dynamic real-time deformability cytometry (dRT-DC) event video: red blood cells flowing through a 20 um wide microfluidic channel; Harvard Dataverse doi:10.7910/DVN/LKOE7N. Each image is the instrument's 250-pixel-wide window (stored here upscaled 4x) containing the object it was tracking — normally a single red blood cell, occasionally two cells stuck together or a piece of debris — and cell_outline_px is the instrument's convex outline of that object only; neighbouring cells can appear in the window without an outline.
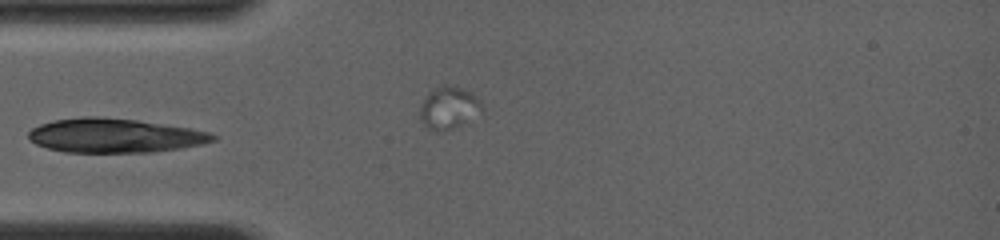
{"species": "common noctule bat (a hibernating species)", "species_latin": "Nyctalus noctula", "temperature_condition": "room temperature", "stored_images_in_passage": 22, "camera_frame_rate_fps": 4000, "um_per_image_px": 0.085, "animal": {"sex": "female", "body_mass_g": 19.0, "forearm_length_mm": 56.7}, "frame": {"image": 1, "passage_image": 1, "time_ms": 0.0, "image_size_px": [1000, 240], "cell_outline_px": [[480, 108], [460, 124], [452, 128], [436, 132], [428, 128], [420, 120], [420, 108], [424, 100], [436, 88], [448, 84], [460, 88], [476, 96], [480, 100]], "centroid_in_image_um": [38.07, 9.16], "position_along_channel_um": 46.9, "area_um2": 14.22}}
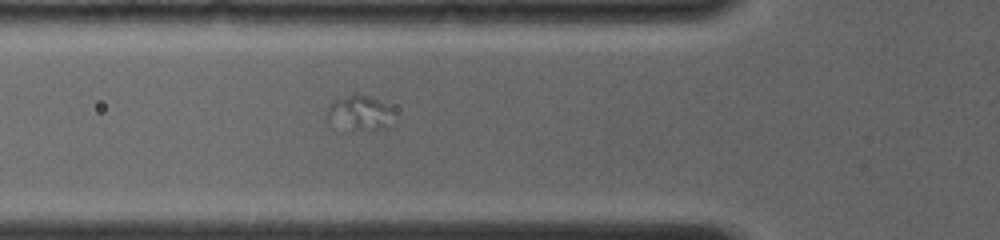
{"frame": {"image": 2, "passage_image": 13, "time_ms": 1.5, "image_size_px": [1000, 240], "cell_outline_px": [[388, 128], [348, 132], [328, 120], [324, 116], [328, 108], [336, 100], [356, 92], [368, 96], [384, 104], [388, 108]], "centroid_in_image_um": [30.44, 9.64], "position_along_channel_um": 95.4, "area_um2": 13.29}}
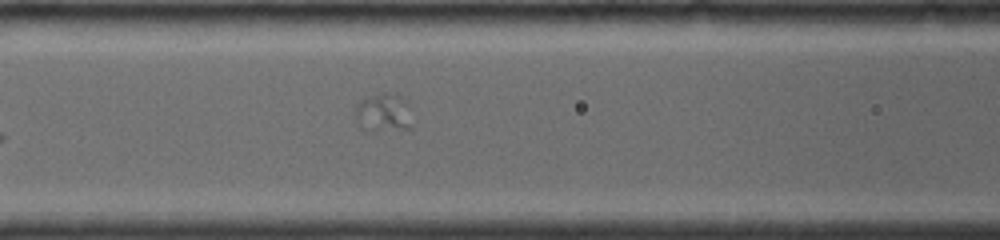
{"frame": {"image": 3, "passage_image": 18, "time_ms": 2.5, "image_size_px": [1000, 240], "cell_outline_px": [[412, 128], [372, 132], [368, 132], [360, 128], [352, 116], [356, 104], [372, 96], [384, 92], [388, 92], [404, 100]], "centroid_in_image_um": [32.47, 9.65], "position_along_channel_um": 134.1, "area_um2": 12.72}}